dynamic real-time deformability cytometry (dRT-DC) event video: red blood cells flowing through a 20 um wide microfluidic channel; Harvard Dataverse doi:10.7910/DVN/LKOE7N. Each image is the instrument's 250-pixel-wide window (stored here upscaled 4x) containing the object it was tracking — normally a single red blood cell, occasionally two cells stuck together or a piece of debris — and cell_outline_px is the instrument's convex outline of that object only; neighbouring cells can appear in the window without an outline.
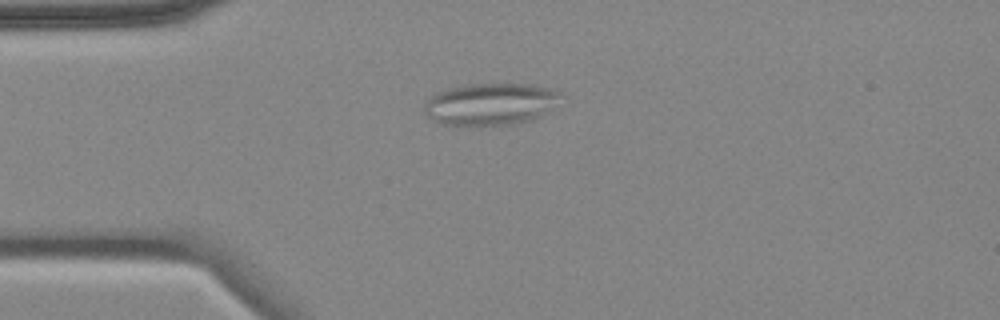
{"species": "common noctule bat (a hibernating species)", "species_latin": "Nyctalus noctula", "temperature_condition": "cold", "stored_images_in_passage": 4, "camera_frame_rate_fps": 3000, "um_per_image_px": 0.085, "animal": {"sex": "female", "body_mass_g": 18.4}, "frame": {"image": 1, "passage_image": 3, "time_ms": 2.333, "image_size_px": [1000, 320], "cell_outline_px": [[560, 96], [532, 120], [508, 124], [480, 128], [440, 124], [432, 120], [424, 112], [424, 104], [436, 92], [448, 88], [468, 84], [536, 84], [560, 92]], "centroid_in_image_um": [41.55, 8.87], "position_along_channel_um": 43.4, "area_um2": 33.41}}